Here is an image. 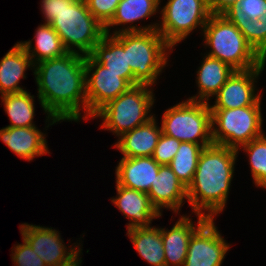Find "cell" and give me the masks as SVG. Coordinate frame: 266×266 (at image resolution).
<instances>
[{
    "label": "cell",
    "instance_id": "obj_22",
    "mask_svg": "<svg viewBox=\"0 0 266 266\" xmlns=\"http://www.w3.org/2000/svg\"><path fill=\"white\" fill-rule=\"evenodd\" d=\"M28 68L34 69L32 59L17 42L0 61V95L27 91L19 83Z\"/></svg>",
    "mask_w": 266,
    "mask_h": 266
},
{
    "label": "cell",
    "instance_id": "obj_27",
    "mask_svg": "<svg viewBox=\"0 0 266 266\" xmlns=\"http://www.w3.org/2000/svg\"><path fill=\"white\" fill-rule=\"evenodd\" d=\"M4 111L10 123L6 127H34L35 116L34 96L30 92L5 94L1 96Z\"/></svg>",
    "mask_w": 266,
    "mask_h": 266
},
{
    "label": "cell",
    "instance_id": "obj_35",
    "mask_svg": "<svg viewBox=\"0 0 266 266\" xmlns=\"http://www.w3.org/2000/svg\"><path fill=\"white\" fill-rule=\"evenodd\" d=\"M240 0H208L212 14H223L231 6L237 5Z\"/></svg>",
    "mask_w": 266,
    "mask_h": 266
},
{
    "label": "cell",
    "instance_id": "obj_29",
    "mask_svg": "<svg viewBox=\"0 0 266 266\" xmlns=\"http://www.w3.org/2000/svg\"><path fill=\"white\" fill-rule=\"evenodd\" d=\"M249 156V165L253 183L255 186L265 190L266 188V135L253 139L248 144L241 146V150Z\"/></svg>",
    "mask_w": 266,
    "mask_h": 266
},
{
    "label": "cell",
    "instance_id": "obj_6",
    "mask_svg": "<svg viewBox=\"0 0 266 266\" xmlns=\"http://www.w3.org/2000/svg\"><path fill=\"white\" fill-rule=\"evenodd\" d=\"M50 25L68 52L84 56L90 55L105 35L104 25L88 10L85 0H75L67 5Z\"/></svg>",
    "mask_w": 266,
    "mask_h": 266
},
{
    "label": "cell",
    "instance_id": "obj_28",
    "mask_svg": "<svg viewBox=\"0 0 266 266\" xmlns=\"http://www.w3.org/2000/svg\"><path fill=\"white\" fill-rule=\"evenodd\" d=\"M211 145H199L192 142H181L178 151L169 166L177 178L188 187L192 182L201 151Z\"/></svg>",
    "mask_w": 266,
    "mask_h": 266
},
{
    "label": "cell",
    "instance_id": "obj_26",
    "mask_svg": "<svg viewBox=\"0 0 266 266\" xmlns=\"http://www.w3.org/2000/svg\"><path fill=\"white\" fill-rule=\"evenodd\" d=\"M127 236L138 254L151 266H166L161 227H141L127 230Z\"/></svg>",
    "mask_w": 266,
    "mask_h": 266
},
{
    "label": "cell",
    "instance_id": "obj_34",
    "mask_svg": "<svg viewBox=\"0 0 266 266\" xmlns=\"http://www.w3.org/2000/svg\"><path fill=\"white\" fill-rule=\"evenodd\" d=\"M250 19H257L266 9V0H240L237 4Z\"/></svg>",
    "mask_w": 266,
    "mask_h": 266
},
{
    "label": "cell",
    "instance_id": "obj_3",
    "mask_svg": "<svg viewBox=\"0 0 266 266\" xmlns=\"http://www.w3.org/2000/svg\"><path fill=\"white\" fill-rule=\"evenodd\" d=\"M206 55L227 63L235 71L266 65V61L248 43L242 32L222 14H212L201 31Z\"/></svg>",
    "mask_w": 266,
    "mask_h": 266
},
{
    "label": "cell",
    "instance_id": "obj_7",
    "mask_svg": "<svg viewBox=\"0 0 266 266\" xmlns=\"http://www.w3.org/2000/svg\"><path fill=\"white\" fill-rule=\"evenodd\" d=\"M261 105L234 109H211L212 140L238 150L264 134Z\"/></svg>",
    "mask_w": 266,
    "mask_h": 266
},
{
    "label": "cell",
    "instance_id": "obj_31",
    "mask_svg": "<svg viewBox=\"0 0 266 266\" xmlns=\"http://www.w3.org/2000/svg\"><path fill=\"white\" fill-rule=\"evenodd\" d=\"M23 243L14 244L12 260L15 266H46L44 261L35 253L29 243L22 238Z\"/></svg>",
    "mask_w": 266,
    "mask_h": 266
},
{
    "label": "cell",
    "instance_id": "obj_24",
    "mask_svg": "<svg viewBox=\"0 0 266 266\" xmlns=\"http://www.w3.org/2000/svg\"><path fill=\"white\" fill-rule=\"evenodd\" d=\"M222 15L242 32L248 43L266 61V9L257 19H250L238 5L231 6Z\"/></svg>",
    "mask_w": 266,
    "mask_h": 266
},
{
    "label": "cell",
    "instance_id": "obj_21",
    "mask_svg": "<svg viewBox=\"0 0 266 266\" xmlns=\"http://www.w3.org/2000/svg\"><path fill=\"white\" fill-rule=\"evenodd\" d=\"M235 70L217 58L205 55L196 72L198 92L187 100L207 102L214 97Z\"/></svg>",
    "mask_w": 266,
    "mask_h": 266
},
{
    "label": "cell",
    "instance_id": "obj_36",
    "mask_svg": "<svg viewBox=\"0 0 266 266\" xmlns=\"http://www.w3.org/2000/svg\"><path fill=\"white\" fill-rule=\"evenodd\" d=\"M82 257H80L73 265H71V266H80V265H82L81 263H82Z\"/></svg>",
    "mask_w": 266,
    "mask_h": 266
},
{
    "label": "cell",
    "instance_id": "obj_10",
    "mask_svg": "<svg viewBox=\"0 0 266 266\" xmlns=\"http://www.w3.org/2000/svg\"><path fill=\"white\" fill-rule=\"evenodd\" d=\"M19 228L22 238L29 243L46 266H71L81 257V243L67 248L59 231L52 227L23 223Z\"/></svg>",
    "mask_w": 266,
    "mask_h": 266
},
{
    "label": "cell",
    "instance_id": "obj_9",
    "mask_svg": "<svg viewBox=\"0 0 266 266\" xmlns=\"http://www.w3.org/2000/svg\"><path fill=\"white\" fill-rule=\"evenodd\" d=\"M160 13L157 30L172 48L195 29L203 31L212 15L208 0H168Z\"/></svg>",
    "mask_w": 266,
    "mask_h": 266
},
{
    "label": "cell",
    "instance_id": "obj_23",
    "mask_svg": "<svg viewBox=\"0 0 266 266\" xmlns=\"http://www.w3.org/2000/svg\"><path fill=\"white\" fill-rule=\"evenodd\" d=\"M90 56L113 73L120 74L131 86L140 83L134 78L127 59V49L113 36L105 34Z\"/></svg>",
    "mask_w": 266,
    "mask_h": 266
},
{
    "label": "cell",
    "instance_id": "obj_12",
    "mask_svg": "<svg viewBox=\"0 0 266 266\" xmlns=\"http://www.w3.org/2000/svg\"><path fill=\"white\" fill-rule=\"evenodd\" d=\"M229 249L214 219H207L192 234L183 266H221Z\"/></svg>",
    "mask_w": 266,
    "mask_h": 266
},
{
    "label": "cell",
    "instance_id": "obj_17",
    "mask_svg": "<svg viewBox=\"0 0 266 266\" xmlns=\"http://www.w3.org/2000/svg\"><path fill=\"white\" fill-rule=\"evenodd\" d=\"M197 215L195 225L191 216L182 215L170 230L161 228V238L165 252L166 266H183L192 234L208 219Z\"/></svg>",
    "mask_w": 266,
    "mask_h": 266
},
{
    "label": "cell",
    "instance_id": "obj_18",
    "mask_svg": "<svg viewBox=\"0 0 266 266\" xmlns=\"http://www.w3.org/2000/svg\"><path fill=\"white\" fill-rule=\"evenodd\" d=\"M46 134L37 126L4 127L0 129V139L18 157L31 161L35 157L49 154Z\"/></svg>",
    "mask_w": 266,
    "mask_h": 266
},
{
    "label": "cell",
    "instance_id": "obj_30",
    "mask_svg": "<svg viewBox=\"0 0 266 266\" xmlns=\"http://www.w3.org/2000/svg\"><path fill=\"white\" fill-rule=\"evenodd\" d=\"M180 144L181 141L178 139L161 133L152 158L159 165H169L178 151Z\"/></svg>",
    "mask_w": 266,
    "mask_h": 266
},
{
    "label": "cell",
    "instance_id": "obj_32",
    "mask_svg": "<svg viewBox=\"0 0 266 266\" xmlns=\"http://www.w3.org/2000/svg\"><path fill=\"white\" fill-rule=\"evenodd\" d=\"M121 1L122 0H85L88 10L104 26L112 19Z\"/></svg>",
    "mask_w": 266,
    "mask_h": 266
},
{
    "label": "cell",
    "instance_id": "obj_33",
    "mask_svg": "<svg viewBox=\"0 0 266 266\" xmlns=\"http://www.w3.org/2000/svg\"><path fill=\"white\" fill-rule=\"evenodd\" d=\"M74 1L75 0H42L40 5L41 12L45 19L44 23L50 24L55 19L56 15Z\"/></svg>",
    "mask_w": 266,
    "mask_h": 266
},
{
    "label": "cell",
    "instance_id": "obj_19",
    "mask_svg": "<svg viewBox=\"0 0 266 266\" xmlns=\"http://www.w3.org/2000/svg\"><path fill=\"white\" fill-rule=\"evenodd\" d=\"M160 165L150 157H122L115 167L116 183L122 187L147 193L159 173Z\"/></svg>",
    "mask_w": 266,
    "mask_h": 266
},
{
    "label": "cell",
    "instance_id": "obj_2",
    "mask_svg": "<svg viewBox=\"0 0 266 266\" xmlns=\"http://www.w3.org/2000/svg\"><path fill=\"white\" fill-rule=\"evenodd\" d=\"M239 152L213 144L199 156L192 182L187 187V202L194 214L215 219L226 207Z\"/></svg>",
    "mask_w": 266,
    "mask_h": 266
},
{
    "label": "cell",
    "instance_id": "obj_15",
    "mask_svg": "<svg viewBox=\"0 0 266 266\" xmlns=\"http://www.w3.org/2000/svg\"><path fill=\"white\" fill-rule=\"evenodd\" d=\"M160 3L161 0H122L118 4L112 19L104 26L105 34L114 35L120 32L157 30L159 23H153L142 27H138L133 23L151 16L153 17V15L157 14L156 12L159 11ZM121 25L122 29L116 28V30L112 31L113 33L110 32L112 27L114 28V26ZM125 25H127V27Z\"/></svg>",
    "mask_w": 266,
    "mask_h": 266
},
{
    "label": "cell",
    "instance_id": "obj_25",
    "mask_svg": "<svg viewBox=\"0 0 266 266\" xmlns=\"http://www.w3.org/2000/svg\"><path fill=\"white\" fill-rule=\"evenodd\" d=\"M35 31L34 47H32V40L18 42L30 56L34 65L68 53L59 35L50 24H40Z\"/></svg>",
    "mask_w": 266,
    "mask_h": 266
},
{
    "label": "cell",
    "instance_id": "obj_13",
    "mask_svg": "<svg viewBox=\"0 0 266 266\" xmlns=\"http://www.w3.org/2000/svg\"><path fill=\"white\" fill-rule=\"evenodd\" d=\"M265 65L246 71H235L215 95L210 109H234L261 105V91L256 93V80L261 76Z\"/></svg>",
    "mask_w": 266,
    "mask_h": 266
},
{
    "label": "cell",
    "instance_id": "obj_16",
    "mask_svg": "<svg viewBox=\"0 0 266 266\" xmlns=\"http://www.w3.org/2000/svg\"><path fill=\"white\" fill-rule=\"evenodd\" d=\"M148 196L152 205L162 215V208L171 209L179 214L184 199L187 198V187L177 178L169 165H160L159 173L155 176L154 183Z\"/></svg>",
    "mask_w": 266,
    "mask_h": 266
},
{
    "label": "cell",
    "instance_id": "obj_4",
    "mask_svg": "<svg viewBox=\"0 0 266 266\" xmlns=\"http://www.w3.org/2000/svg\"><path fill=\"white\" fill-rule=\"evenodd\" d=\"M113 36L127 49L128 64L134 78L140 84L153 87L174 49L158 30L120 32Z\"/></svg>",
    "mask_w": 266,
    "mask_h": 266
},
{
    "label": "cell",
    "instance_id": "obj_1",
    "mask_svg": "<svg viewBox=\"0 0 266 266\" xmlns=\"http://www.w3.org/2000/svg\"><path fill=\"white\" fill-rule=\"evenodd\" d=\"M33 70L39 104L48 115L45 128L66 120H87L84 55L68 52L36 63ZM80 110H84L83 117Z\"/></svg>",
    "mask_w": 266,
    "mask_h": 266
},
{
    "label": "cell",
    "instance_id": "obj_5",
    "mask_svg": "<svg viewBox=\"0 0 266 266\" xmlns=\"http://www.w3.org/2000/svg\"><path fill=\"white\" fill-rule=\"evenodd\" d=\"M152 89V86L145 84L131 86L103 106L92 119H103L100 128L112 132L119 138L155 116L149 114L155 102Z\"/></svg>",
    "mask_w": 266,
    "mask_h": 266
},
{
    "label": "cell",
    "instance_id": "obj_8",
    "mask_svg": "<svg viewBox=\"0 0 266 266\" xmlns=\"http://www.w3.org/2000/svg\"><path fill=\"white\" fill-rule=\"evenodd\" d=\"M161 121L162 133L181 142L213 145L209 102L185 100L166 109Z\"/></svg>",
    "mask_w": 266,
    "mask_h": 266
},
{
    "label": "cell",
    "instance_id": "obj_20",
    "mask_svg": "<svg viewBox=\"0 0 266 266\" xmlns=\"http://www.w3.org/2000/svg\"><path fill=\"white\" fill-rule=\"evenodd\" d=\"M155 118L154 116L147 123L122 134L113 147L126 158L152 156L162 133Z\"/></svg>",
    "mask_w": 266,
    "mask_h": 266
},
{
    "label": "cell",
    "instance_id": "obj_14",
    "mask_svg": "<svg viewBox=\"0 0 266 266\" xmlns=\"http://www.w3.org/2000/svg\"><path fill=\"white\" fill-rule=\"evenodd\" d=\"M117 196L111 202L129 219L127 230L150 227L151 221L162 216L152 205L147 193L122 187L116 183Z\"/></svg>",
    "mask_w": 266,
    "mask_h": 266
},
{
    "label": "cell",
    "instance_id": "obj_11",
    "mask_svg": "<svg viewBox=\"0 0 266 266\" xmlns=\"http://www.w3.org/2000/svg\"><path fill=\"white\" fill-rule=\"evenodd\" d=\"M85 83L87 119L131 87L120 74L109 71L90 55L85 56Z\"/></svg>",
    "mask_w": 266,
    "mask_h": 266
}]
</instances>
